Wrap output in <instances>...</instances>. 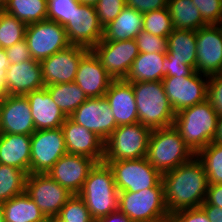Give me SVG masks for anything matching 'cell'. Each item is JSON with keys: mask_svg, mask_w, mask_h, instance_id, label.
<instances>
[{"mask_svg": "<svg viewBox=\"0 0 222 222\" xmlns=\"http://www.w3.org/2000/svg\"><path fill=\"white\" fill-rule=\"evenodd\" d=\"M164 199L169 214L197 208L205 201L208 179L196 155L188 162L162 174Z\"/></svg>", "mask_w": 222, "mask_h": 222, "instance_id": "cell-1", "label": "cell"}, {"mask_svg": "<svg viewBox=\"0 0 222 222\" xmlns=\"http://www.w3.org/2000/svg\"><path fill=\"white\" fill-rule=\"evenodd\" d=\"M219 115L206 100L176 113L173 126L179 131L185 144L196 155L213 142Z\"/></svg>", "mask_w": 222, "mask_h": 222, "instance_id": "cell-2", "label": "cell"}, {"mask_svg": "<svg viewBox=\"0 0 222 222\" xmlns=\"http://www.w3.org/2000/svg\"><path fill=\"white\" fill-rule=\"evenodd\" d=\"M78 195L94 220L118 210L119 192L108 164L104 162L95 164Z\"/></svg>", "mask_w": 222, "mask_h": 222, "instance_id": "cell-3", "label": "cell"}, {"mask_svg": "<svg viewBox=\"0 0 222 222\" xmlns=\"http://www.w3.org/2000/svg\"><path fill=\"white\" fill-rule=\"evenodd\" d=\"M135 96L138 122L151 129L174 124V112L162 81L131 82Z\"/></svg>", "mask_w": 222, "mask_h": 222, "instance_id": "cell-4", "label": "cell"}, {"mask_svg": "<svg viewBox=\"0 0 222 222\" xmlns=\"http://www.w3.org/2000/svg\"><path fill=\"white\" fill-rule=\"evenodd\" d=\"M194 156L173 125L152 129L146 158L161 174L190 161Z\"/></svg>", "mask_w": 222, "mask_h": 222, "instance_id": "cell-5", "label": "cell"}, {"mask_svg": "<svg viewBox=\"0 0 222 222\" xmlns=\"http://www.w3.org/2000/svg\"><path fill=\"white\" fill-rule=\"evenodd\" d=\"M152 129L141 123L118 126L104 143V160L144 158Z\"/></svg>", "mask_w": 222, "mask_h": 222, "instance_id": "cell-6", "label": "cell"}, {"mask_svg": "<svg viewBox=\"0 0 222 222\" xmlns=\"http://www.w3.org/2000/svg\"><path fill=\"white\" fill-rule=\"evenodd\" d=\"M118 209L131 222L169 219L164 199V187H152L139 192H119Z\"/></svg>", "mask_w": 222, "mask_h": 222, "instance_id": "cell-7", "label": "cell"}, {"mask_svg": "<svg viewBox=\"0 0 222 222\" xmlns=\"http://www.w3.org/2000/svg\"><path fill=\"white\" fill-rule=\"evenodd\" d=\"M112 169L118 192H139L152 187H163L162 174L146 157L131 160L103 161Z\"/></svg>", "mask_w": 222, "mask_h": 222, "instance_id": "cell-8", "label": "cell"}, {"mask_svg": "<svg viewBox=\"0 0 222 222\" xmlns=\"http://www.w3.org/2000/svg\"><path fill=\"white\" fill-rule=\"evenodd\" d=\"M25 41L32 59L41 61L71 45L65 28L57 22L44 20L28 24Z\"/></svg>", "mask_w": 222, "mask_h": 222, "instance_id": "cell-9", "label": "cell"}, {"mask_svg": "<svg viewBox=\"0 0 222 222\" xmlns=\"http://www.w3.org/2000/svg\"><path fill=\"white\" fill-rule=\"evenodd\" d=\"M209 76L195 71L191 76L164 77L165 93L175 113L207 100Z\"/></svg>", "mask_w": 222, "mask_h": 222, "instance_id": "cell-10", "label": "cell"}, {"mask_svg": "<svg viewBox=\"0 0 222 222\" xmlns=\"http://www.w3.org/2000/svg\"><path fill=\"white\" fill-rule=\"evenodd\" d=\"M25 192L47 219L58 216L61 208L73 195L46 173L29 174Z\"/></svg>", "mask_w": 222, "mask_h": 222, "instance_id": "cell-11", "label": "cell"}, {"mask_svg": "<svg viewBox=\"0 0 222 222\" xmlns=\"http://www.w3.org/2000/svg\"><path fill=\"white\" fill-rule=\"evenodd\" d=\"M67 154L62 128L36 130L31 135L30 174L47 173Z\"/></svg>", "mask_w": 222, "mask_h": 222, "instance_id": "cell-12", "label": "cell"}, {"mask_svg": "<svg viewBox=\"0 0 222 222\" xmlns=\"http://www.w3.org/2000/svg\"><path fill=\"white\" fill-rule=\"evenodd\" d=\"M69 118L94 132L104 142L118 127L109 102L105 97L88 98Z\"/></svg>", "mask_w": 222, "mask_h": 222, "instance_id": "cell-13", "label": "cell"}, {"mask_svg": "<svg viewBox=\"0 0 222 222\" xmlns=\"http://www.w3.org/2000/svg\"><path fill=\"white\" fill-rule=\"evenodd\" d=\"M92 51L114 80L125 79L133 61L139 55L135 39L100 41Z\"/></svg>", "mask_w": 222, "mask_h": 222, "instance_id": "cell-14", "label": "cell"}, {"mask_svg": "<svg viewBox=\"0 0 222 222\" xmlns=\"http://www.w3.org/2000/svg\"><path fill=\"white\" fill-rule=\"evenodd\" d=\"M196 68L207 76L222 74V24L206 25L196 31Z\"/></svg>", "mask_w": 222, "mask_h": 222, "instance_id": "cell-15", "label": "cell"}, {"mask_svg": "<svg viewBox=\"0 0 222 222\" xmlns=\"http://www.w3.org/2000/svg\"><path fill=\"white\" fill-rule=\"evenodd\" d=\"M64 28L70 44L89 50L103 38V26L99 23L94 5L80 3L74 8L71 21Z\"/></svg>", "mask_w": 222, "mask_h": 222, "instance_id": "cell-16", "label": "cell"}, {"mask_svg": "<svg viewBox=\"0 0 222 222\" xmlns=\"http://www.w3.org/2000/svg\"><path fill=\"white\" fill-rule=\"evenodd\" d=\"M88 51L89 49L85 47L71 44L67 48L41 60L45 86L74 82L79 62Z\"/></svg>", "mask_w": 222, "mask_h": 222, "instance_id": "cell-17", "label": "cell"}, {"mask_svg": "<svg viewBox=\"0 0 222 222\" xmlns=\"http://www.w3.org/2000/svg\"><path fill=\"white\" fill-rule=\"evenodd\" d=\"M96 163L92 158L67 153L46 174L71 194H79Z\"/></svg>", "mask_w": 222, "mask_h": 222, "instance_id": "cell-18", "label": "cell"}, {"mask_svg": "<svg viewBox=\"0 0 222 222\" xmlns=\"http://www.w3.org/2000/svg\"><path fill=\"white\" fill-rule=\"evenodd\" d=\"M36 131L26 96L7 95L0 103V133L32 135Z\"/></svg>", "mask_w": 222, "mask_h": 222, "instance_id": "cell-19", "label": "cell"}, {"mask_svg": "<svg viewBox=\"0 0 222 222\" xmlns=\"http://www.w3.org/2000/svg\"><path fill=\"white\" fill-rule=\"evenodd\" d=\"M68 154L92 158L97 163L104 160V141L94 132L66 118L61 126Z\"/></svg>", "mask_w": 222, "mask_h": 222, "instance_id": "cell-20", "label": "cell"}, {"mask_svg": "<svg viewBox=\"0 0 222 222\" xmlns=\"http://www.w3.org/2000/svg\"><path fill=\"white\" fill-rule=\"evenodd\" d=\"M113 80L98 57L89 50L79 62L74 82L88 98H95L104 97Z\"/></svg>", "mask_w": 222, "mask_h": 222, "instance_id": "cell-21", "label": "cell"}, {"mask_svg": "<svg viewBox=\"0 0 222 222\" xmlns=\"http://www.w3.org/2000/svg\"><path fill=\"white\" fill-rule=\"evenodd\" d=\"M5 84L8 95L25 96L29 92L44 88L40 61L31 59L9 65L6 70Z\"/></svg>", "mask_w": 222, "mask_h": 222, "instance_id": "cell-22", "label": "cell"}, {"mask_svg": "<svg viewBox=\"0 0 222 222\" xmlns=\"http://www.w3.org/2000/svg\"><path fill=\"white\" fill-rule=\"evenodd\" d=\"M111 107L117 126L138 123V112L131 82L113 80L104 96Z\"/></svg>", "mask_w": 222, "mask_h": 222, "instance_id": "cell-23", "label": "cell"}, {"mask_svg": "<svg viewBox=\"0 0 222 222\" xmlns=\"http://www.w3.org/2000/svg\"><path fill=\"white\" fill-rule=\"evenodd\" d=\"M25 96L31 108L36 130L57 129L62 126L67 117L53 101L45 87L29 92Z\"/></svg>", "mask_w": 222, "mask_h": 222, "instance_id": "cell-24", "label": "cell"}, {"mask_svg": "<svg viewBox=\"0 0 222 222\" xmlns=\"http://www.w3.org/2000/svg\"><path fill=\"white\" fill-rule=\"evenodd\" d=\"M31 136L0 133V164L30 174Z\"/></svg>", "mask_w": 222, "mask_h": 222, "instance_id": "cell-25", "label": "cell"}, {"mask_svg": "<svg viewBox=\"0 0 222 222\" xmlns=\"http://www.w3.org/2000/svg\"><path fill=\"white\" fill-rule=\"evenodd\" d=\"M143 14L125 7L118 17L103 27L101 41H125L135 39L143 29Z\"/></svg>", "mask_w": 222, "mask_h": 222, "instance_id": "cell-26", "label": "cell"}, {"mask_svg": "<svg viewBox=\"0 0 222 222\" xmlns=\"http://www.w3.org/2000/svg\"><path fill=\"white\" fill-rule=\"evenodd\" d=\"M167 44V59L182 61L196 68V31L173 29L167 37Z\"/></svg>", "mask_w": 222, "mask_h": 222, "instance_id": "cell-27", "label": "cell"}, {"mask_svg": "<svg viewBox=\"0 0 222 222\" xmlns=\"http://www.w3.org/2000/svg\"><path fill=\"white\" fill-rule=\"evenodd\" d=\"M165 58L166 53H139L124 80L127 82L162 81Z\"/></svg>", "mask_w": 222, "mask_h": 222, "instance_id": "cell-28", "label": "cell"}, {"mask_svg": "<svg viewBox=\"0 0 222 222\" xmlns=\"http://www.w3.org/2000/svg\"><path fill=\"white\" fill-rule=\"evenodd\" d=\"M5 222H48L26 192L2 203Z\"/></svg>", "mask_w": 222, "mask_h": 222, "instance_id": "cell-29", "label": "cell"}, {"mask_svg": "<svg viewBox=\"0 0 222 222\" xmlns=\"http://www.w3.org/2000/svg\"><path fill=\"white\" fill-rule=\"evenodd\" d=\"M167 9L174 29L197 31L208 25L192 0H168Z\"/></svg>", "mask_w": 222, "mask_h": 222, "instance_id": "cell-30", "label": "cell"}, {"mask_svg": "<svg viewBox=\"0 0 222 222\" xmlns=\"http://www.w3.org/2000/svg\"><path fill=\"white\" fill-rule=\"evenodd\" d=\"M45 88L66 117H69L88 99L75 82L52 84L45 86Z\"/></svg>", "mask_w": 222, "mask_h": 222, "instance_id": "cell-31", "label": "cell"}, {"mask_svg": "<svg viewBox=\"0 0 222 222\" xmlns=\"http://www.w3.org/2000/svg\"><path fill=\"white\" fill-rule=\"evenodd\" d=\"M47 7V0H7L1 9L28 25L47 20Z\"/></svg>", "mask_w": 222, "mask_h": 222, "instance_id": "cell-32", "label": "cell"}, {"mask_svg": "<svg viewBox=\"0 0 222 222\" xmlns=\"http://www.w3.org/2000/svg\"><path fill=\"white\" fill-rule=\"evenodd\" d=\"M27 176L21 169L0 164V203L24 193Z\"/></svg>", "mask_w": 222, "mask_h": 222, "instance_id": "cell-33", "label": "cell"}, {"mask_svg": "<svg viewBox=\"0 0 222 222\" xmlns=\"http://www.w3.org/2000/svg\"><path fill=\"white\" fill-rule=\"evenodd\" d=\"M196 157L204 166L208 185L222 184V143H209Z\"/></svg>", "mask_w": 222, "mask_h": 222, "instance_id": "cell-34", "label": "cell"}, {"mask_svg": "<svg viewBox=\"0 0 222 222\" xmlns=\"http://www.w3.org/2000/svg\"><path fill=\"white\" fill-rule=\"evenodd\" d=\"M27 25L0 8V47L6 49L25 39Z\"/></svg>", "mask_w": 222, "mask_h": 222, "instance_id": "cell-35", "label": "cell"}, {"mask_svg": "<svg viewBox=\"0 0 222 222\" xmlns=\"http://www.w3.org/2000/svg\"><path fill=\"white\" fill-rule=\"evenodd\" d=\"M143 23V30L163 38H167L174 29L167 7L144 13Z\"/></svg>", "mask_w": 222, "mask_h": 222, "instance_id": "cell-36", "label": "cell"}, {"mask_svg": "<svg viewBox=\"0 0 222 222\" xmlns=\"http://www.w3.org/2000/svg\"><path fill=\"white\" fill-rule=\"evenodd\" d=\"M58 216L66 222H94L86 204L78 194H73L68 199Z\"/></svg>", "mask_w": 222, "mask_h": 222, "instance_id": "cell-37", "label": "cell"}, {"mask_svg": "<svg viewBox=\"0 0 222 222\" xmlns=\"http://www.w3.org/2000/svg\"><path fill=\"white\" fill-rule=\"evenodd\" d=\"M47 20L54 21L63 27L71 21L74 8L80 2L78 0H47Z\"/></svg>", "mask_w": 222, "mask_h": 222, "instance_id": "cell-38", "label": "cell"}, {"mask_svg": "<svg viewBox=\"0 0 222 222\" xmlns=\"http://www.w3.org/2000/svg\"><path fill=\"white\" fill-rule=\"evenodd\" d=\"M139 53H166L167 38L152 35L145 30H141L135 37Z\"/></svg>", "mask_w": 222, "mask_h": 222, "instance_id": "cell-39", "label": "cell"}, {"mask_svg": "<svg viewBox=\"0 0 222 222\" xmlns=\"http://www.w3.org/2000/svg\"><path fill=\"white\" fill-rule=\"evenodd\" d=\"M99 23L105 27L126 7L125 0H99L95 5Z\"/></svg>", "mask_w": 222, "mask_h": 222, "instance_id": "cell-40", "label": "cell"}, {"mask_svg": "<svg viewBox=\"0 0 222 222\" xmlns=\"http://www.w3.org/2000/svg\"><path fill=\"white\" fill-rule=\"evenodd\" d=\"M208 24H222V0H192Z\"/></svg>", "mask_w": 222, "mask_h": 222, "instance_id": "cell-41", "label": "cell"}, {"mask_svg": "<svg viewBox=\"0 0 222 222\" xmlns=\"http://www.w3.org/2000/svg\"><path fill=\"white\" fill-rule=\"evenodd\" d=\"M207 100L219 116H222V74L209 76Z\"/></svg>", "mask_w": 222, "mask_h": 222, "instance_id": "cell-42", "label": "cell"}, {"mask_svg": "<svg viewBox=\"0 0 222 222\" xmlns=\"http://www.w3.org/2000/svg\"><path fill=\"white\" fill-rule=\"evenodd\" d=\"M169 219L170 222H211L201 207L175 211Z\"/></svg>", "mask_w": 222, "mask_h": 222, "instance_id": "cell-43", "label": "cell"}, {"mask_svg": "<svg viewBox=\"0 0 222 222\" xmlns=\"http://www.w3.org/2000/svg\"><path fill=\"white\" fill-rule=\"evenodd\" d=\"M162 80L164 77H181L191 76L195 69L188 64L178 60H169L167 57L163 61Z\"/></svg>", "mask_w": 222, "mask_h": 222, "instance_id": "cell-44", "label": "cell"}, {"mask_svg": "<svg viewBox=\"0 0 222 222\" xmlns=\"http://www.w3.org/2000/svg\"><path fill=\"white\" fill-rule=\"evenodd\" d=\"M5 52L10 65L32 59L25 39L15 43L13 46L7 47Z\"/></svg>", "mask_w": 222, "mask_h": 222, "instance_id": "cell-45", "label": "cell"}, {"mask_svg": "<svg viewBox=\"0 0 222 222\" xmlns=\"http://www.w3.org/2000/svg\"><path fill=\"white\" fill-rule=\"evenodd\" d=\"M168 0H125L126 7L133 8L144 14L167 7Z\"/></svg>", "mask_w": 222, "mask_h": 222, "instance_id": "cell-46", "label": "cell"}, {"mask_svg": "<svg viewBox=\"0 0 222 222\" xmlns=\"http://www.w3.org/2000/svg\"><path fill=\"white\" fill-rule=\"evenodd\" d=\"M202 205H215L222 208V184L208 185Z\"/></svg>", "mask_w": 222, "mask_h": 222, "instance_id": "cell-47", "label": "cell"}, {"mask_svg": "<svg viewBox=\"0 0 222 222\" xmlns=\"http://www.w3.org/2000/svg\"><path fill=\"white\" fill-rule=\"evenodd\" d=\"M211 222H222V208L215 205H201Z\"/></svg>", "mask_w": 222, "mask_h": 222, "instance_id": "cell-48", "label": "cell"}, {"mask_svg": "<svg viewBox=\"0 0 222 222\" xmlns=\"http://www.w3.org/2000/svg\"><path fill=\"white\" fill-rule=\"evenodd\" d=\"M94 222H131L130 218L126 216L119 209L107 216L95 219Z\"/></svg>", "mask_w": 222, "mask_h": 222, "instance_id": "cell-49", "label": "cell"}, {"mask_svg": "<svg viewBox=\"0 0 222 222\" xmlns=\"http://www.w3.org/2000/svg\"><path fill=\"white\" fill-rule=\"evenodd\" d=\"M9 65L10 64H9L5 49H2L0 47V72H6Z\"/></svg>", "mask_w": 222, "mask_h": 222, "instance_id": "cell-50", "label": "cell"}, {"mask_svg": "<svg viewBox=\"0 0 222 222\" xmlns=\"http://www.w3.org/2000/svg\"><path fill=\"white\" fill-rule=\"evenodd\" d=\"M6 72H0V100L8 95L7 87L5 84Z\"/></svg>", "mask_w": 222, "mask_h": 222, "instance_id": "cell-51", "label": "cell"}, {"mask_svg": "<svg viewBox=\"0 0 222 222\" xmlns=\"http://www.w3.org/2000/svg\"><path fill=\"white\" fill-rule=\"evenodd\" d=\"M213 141L222 143V116H219L218 118L217 131Z\"/></svg>", "mask_w": 222, "mask_h": 222, "instance_id": "cell-52", "label": "cell"}, {"mask_svg": "<svg viewBox=\"0 0 222 222\" xmlns=\"http://www.w3.org/2000/svg\"><path fill=\"white\" fill-rule=\"evenodd\" d=\"M80 3L87 5H95L99 0H78Z\"/></svg>", "mask_w": 222, "mask_h": 222, "instance_id": "cell-53", "label": "cell"}, {"mask_svg": "<svg viewBox=\"0 0 222 222\" xmlns=\"http://www.w3.org/2000/svg\"><path fill=\"white\" fill-rule=\"evenodd\" d=\"M48 222H66V221L62 220L59 216H54V217L48 218Z\"/></svg>", "mask_w": 222, "mask_h": 222, "instance_id": "cell-54", "label": "cell"}, {"mask_svg": "<svg viewBox=\"0 0 222 222\" xmlns=\"http://www.w3.org/2000/svg\"><path fill=\"white\" fill-rule=\"evenodd\" d=\"M0 222H5L4 210H3L2 203H0Z\"/></svg>", "mask_w": 222, "mask_h": 222, "instance_id": "cell-55", "label": "cell"}, {"mask_svg": "<svg viewBox=\"0 0 222 222\" xmlns=\"http://www.w3.org/2000/svg\"><path fill=\"white\" fill-rule=\"evenodd\" d=\"M145 222H170V219H156L153 221H145Z\"/></svg>", "mask_w": 222, "mask_h": 222, "instance_id": "cell-56", "label": "cell"}, {"mask_svg": "<svg viewBox=\"0 0 222 222\" xmlns=\"http://www.w3.org/2000/svg\"><path fill=\"white\" fill-rule=\"evenodd\" d=\"M7 0H0V8L6 3Z\"/></svg>", "mask_w": 222, "mask_h": 222, "instance_id": "cell-57", "label": "cell"}]
</instances>
